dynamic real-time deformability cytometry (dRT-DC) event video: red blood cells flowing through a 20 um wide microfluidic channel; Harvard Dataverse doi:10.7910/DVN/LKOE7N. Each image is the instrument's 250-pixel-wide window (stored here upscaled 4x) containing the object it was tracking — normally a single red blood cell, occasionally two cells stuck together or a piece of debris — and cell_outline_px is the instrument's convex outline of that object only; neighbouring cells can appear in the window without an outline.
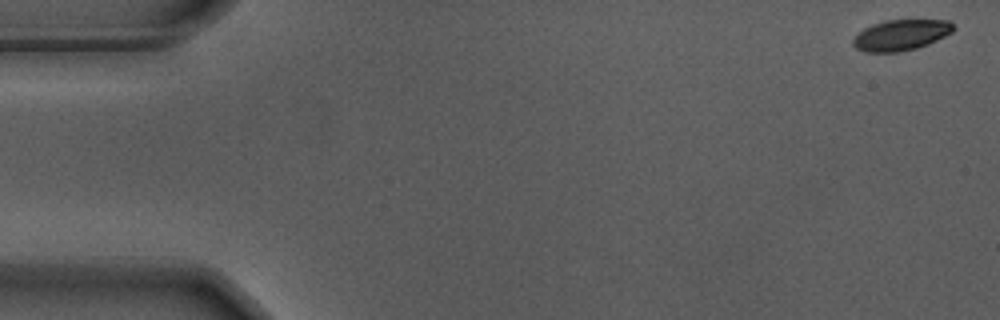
{"species": "Egyptian fruit bat (a non-hibernating species)", "species_latin": "Rousettus aegyptiacus", "temperature_condition": "warm", "stored_images_in_passage": 56, "camera_frame_rate_fps": 3000, "um_per_image_px": 0.085, "animal": {"sex": "male"}, "frame": {"image": 1, "passage_image": 1, "time_ms": 0.0, "image_size_px": [1000, 320], "cell_outline_px": [[956, 28], [952, 32], [928, 44], [916, 48], [900, 52], [864, 52], [856, 48], [852, 44], [852, 40], [864, 28], [872, 24], [884, 20], [948, 20]], "centroid_in_image_um": [76.57, 2.98], "position_along_channel_um": 8.4, "area_um2": 17.98}}
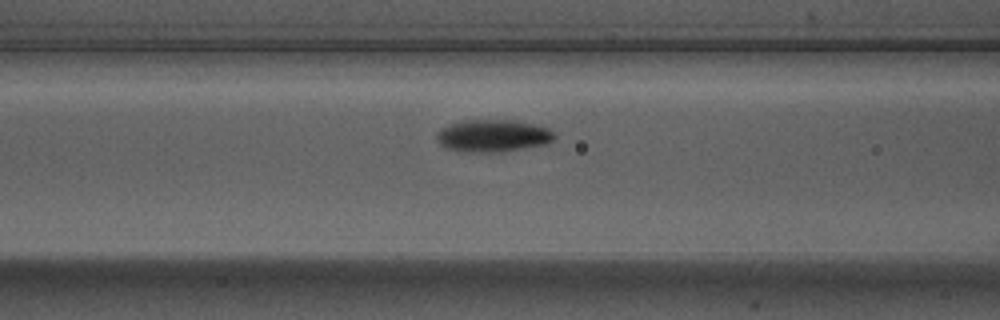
{"frame": {"image": 2, "passage_image": 22, "time_ms": 7.0, "image_size_px": [1000, 320], "cell_outline_px": [[556, 136], [552, 140], [544, 144], [504, 152], [472, 152], [448, 148], [440, 144], [436, 140], [436, 132], [440, 128], [448, 124], [460, 120], [516, 120], [548, 128]], "centroid_in_image_um": [41.85, 11.53], "position_along_channel_um": 124.7, "area_um2": 22.2}}
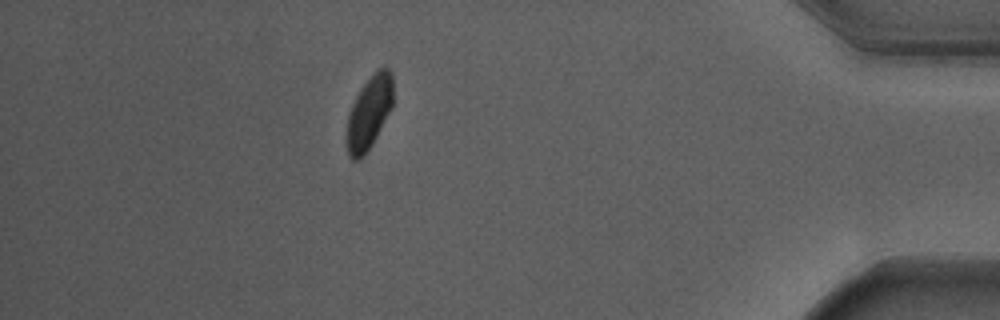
{"frame": {"image": 3, "passage_image": 49, "time_ms": 16.0, "image_size_px": [1000, 320], "cell_outline_px": [[392, 108], [372, 144], [356, 160], [352, 160], [348, 152], [348, 116], [352, 104], [356, 96], [364, 84], [380, 68], [388, 68], [392, 72]], "centroid_in_image_um": [31.4, 9.53], "position_along_channel_um": 403.8, "area_um2": 18.9}, "authors_computed_cell_mechanics": {"area_um2": 20.2589, "velocity_mm_per_s": 3.6702, "shape_relaxation_time_tau1_ms": 1.5559, "shape_relaxation_time_tau2_ms": 10.6693, "deformation_change_tau1": 0.1504, "deformation_change_tau2": 0.0973}}